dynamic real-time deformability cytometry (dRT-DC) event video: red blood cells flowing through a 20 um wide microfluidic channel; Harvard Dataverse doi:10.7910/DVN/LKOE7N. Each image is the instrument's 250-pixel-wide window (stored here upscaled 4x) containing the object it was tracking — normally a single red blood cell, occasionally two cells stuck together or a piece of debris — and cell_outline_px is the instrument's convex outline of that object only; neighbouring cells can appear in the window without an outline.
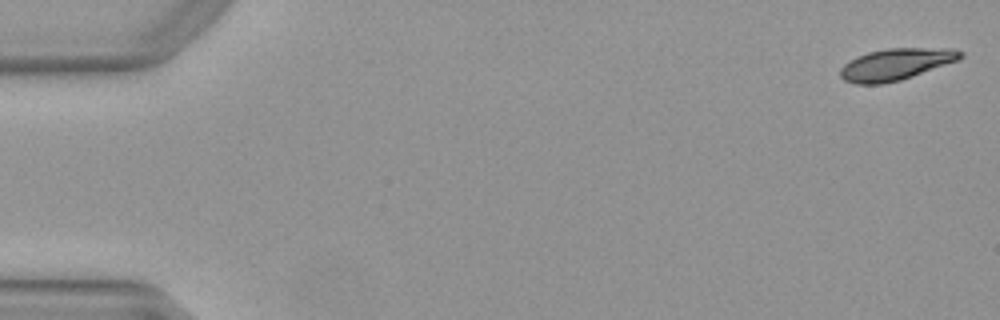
{"species": "Egyptian fruit bat (a non-hibernating species)", "species_latin": "Rousettus aegyptiacus", "temperature_condition": "warm", "stored_images_in_passage": 13, "camera_frame_rate_fps": 3000, "um_per_image_px": 0.085, "animal": {"sex": "female"}, "frame": {"image": 1, "passage_image": 1, "time_ms": 0.0, "image_size_px": [1000, 320], "cell_outline_px": [[964, 56], [956, 60], [912, 76], [900, 80], [880, 84], [856, 84], [844, 80], [840, 76], [840, 68], [844, 64], [856, 56], [868, 52], [888, 48], [952, 48], [964, 52]], "centroid_in_image_um": [76.11, 5.45], "position_along_channel_um": 8.9, "area_um2": 21.96}}
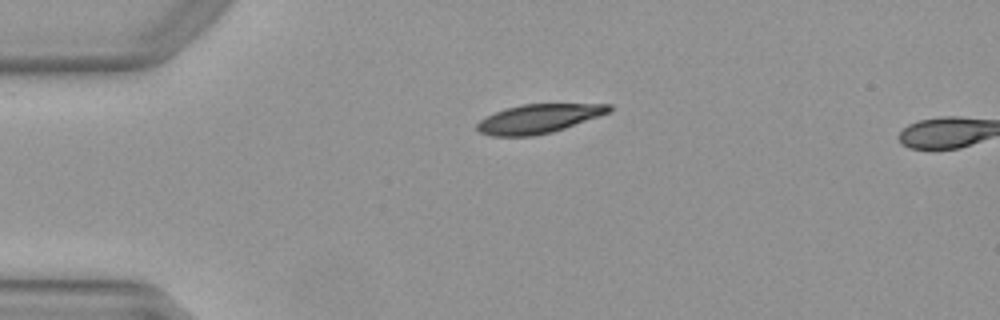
{"frame": {"image": 2, "passage_image": 12, "time_ms": 3.667, "image_size_px": [1000, 320], "cell_outline_px": [[612, 108], [608, 112], [564, 128], [552, 132], [532, 136], [492, 136], [480, 132], [476, 128], [476, 124], [480, 120], [504, 108], [520, 104], [612, 104]], "centroid_in_image_um": [45.73, 10.08], "position_along_channel_um": 39.3, "area_um2": 21.96}}